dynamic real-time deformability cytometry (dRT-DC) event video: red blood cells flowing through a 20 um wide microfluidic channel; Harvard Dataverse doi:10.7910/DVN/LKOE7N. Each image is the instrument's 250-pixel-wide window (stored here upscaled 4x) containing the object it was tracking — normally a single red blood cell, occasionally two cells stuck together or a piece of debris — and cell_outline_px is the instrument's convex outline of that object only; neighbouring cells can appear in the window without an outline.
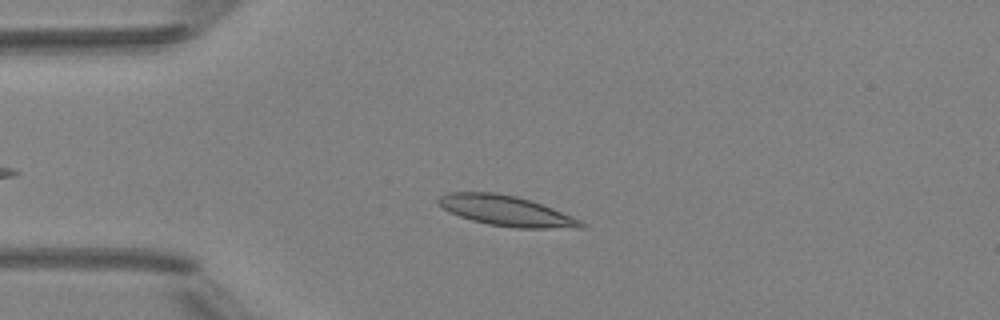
{"species": "Egyptian fruit bat (a non-hibernating species)", "species_latin": "Rousettus aegyptiacus", "temperature_condition": "room temperature", "stored_images_in_passage": 5, "camera_frame_rate_fps": 3000, "um_per_image_px": 0.085, "animal": {"sex": "female"}, "frame": {"image": 1, "passage_image": 3, "time_ms": 3.0, "image_size_px": [1000, 320], "cell_outline_px": [[584, 228], [516, 228], [488, 224], [472, 220], [460, 216], [444, 208], [436, 200], [440, 196], [448, 192], [492, 192], [516, 196], [552, 208], [572, 216], [580, 220], [584, 224]], "centroid_in_image_um": [43.03, 17.92], "position_along_channel_um": 42.0, "area_um2": 24.8}}
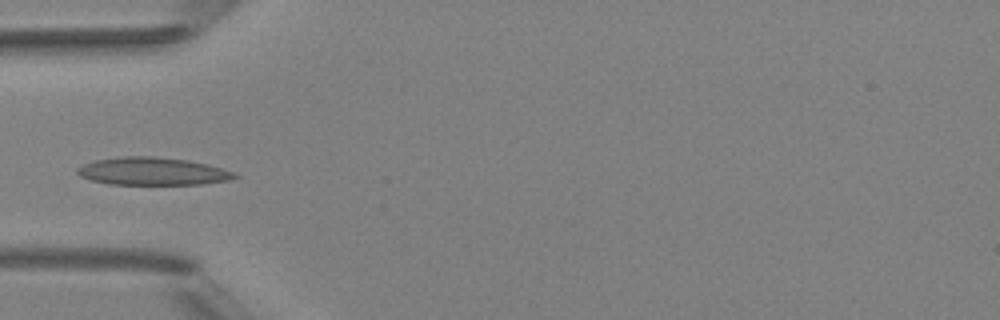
{"frame": {"image": 2, "passage_image": 4, "time_ms": 4.333, "image_size_px": [1000, 320], "cell_outline_px": [[240, 176], [228, 180], [200, 184], [108, 184], [92, 180], [80, 176], [76, 172], [76, 168], [84, 164], [96, 160], [124, 156], [152, 156], [188, 160], [208, 164], [232, 172]], "centroid_in_image_um": [12.94, 14.56], "position_along_channel_um": 72.1, "area_um2": 25.2}}
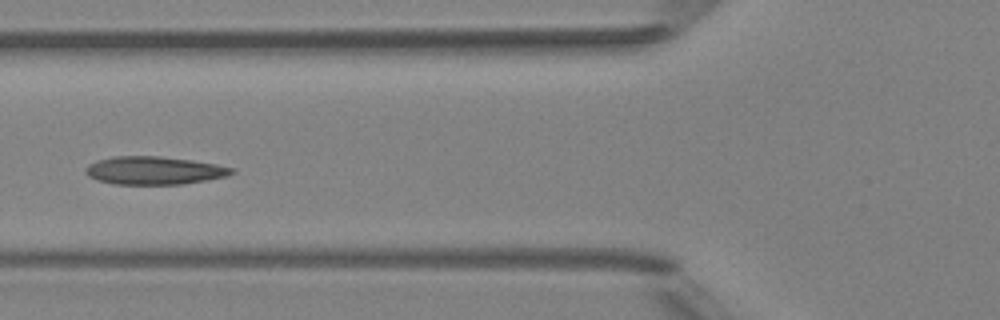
{"frame": {"image": 3, "passage_image": 5, "time_ms": 5.333, "image_size_px": [1000, 320], "cell_outline_px": [[236, 172], [228, 176], [184, 184], [116, 184], [96, 180], [88, 176], [84, 172], [84, 168], [88, 164], [96, 160], [112, 156], [160, 156], [192, 160], [216, 164], [236, 168]], "centroid_in_image_um": [13.1, 14.48], "position_along_channel_um": 112.7, "area_um2": 24.16}}